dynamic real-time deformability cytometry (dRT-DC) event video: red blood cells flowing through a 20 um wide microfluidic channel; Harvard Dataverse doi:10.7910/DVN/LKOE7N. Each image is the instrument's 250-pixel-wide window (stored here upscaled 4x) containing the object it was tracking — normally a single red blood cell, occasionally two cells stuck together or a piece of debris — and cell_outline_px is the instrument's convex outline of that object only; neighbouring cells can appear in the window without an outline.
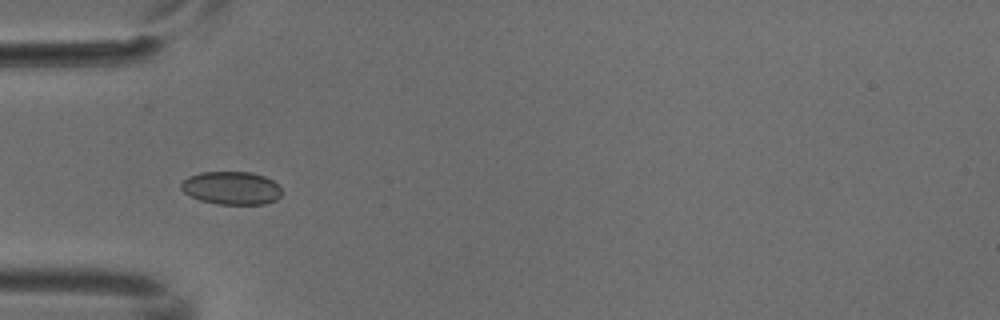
{"species": "common noctule bat (a hibernating species)", "species_latin": "Nyctalus noctula", "temperature_condition": "cold", "stored_images_in_passage": 4, "camera_frame_rate_fps": 3000, "um_per_image_px": 0.085, "animal": {"sex": "male", "body_mass_g": 18.8}, "frame": {"image": 1, "passage_image": 2, "time_ms": 0.333, "image_size_px": [1000, 320], "cell_outline_px": [[280, 196], [276, 200], [264, 204], [216, 204], [200, 200], [184, 192], [180, 188], [180, 184], [188, 176], [200, 172], [252, 172], [264, 176], [272, 180], [280, 188]], "centroid_in_image_um": [19.65, 15.98], "position_along_channel_um": 65.3, "area_um2": 19.36}}
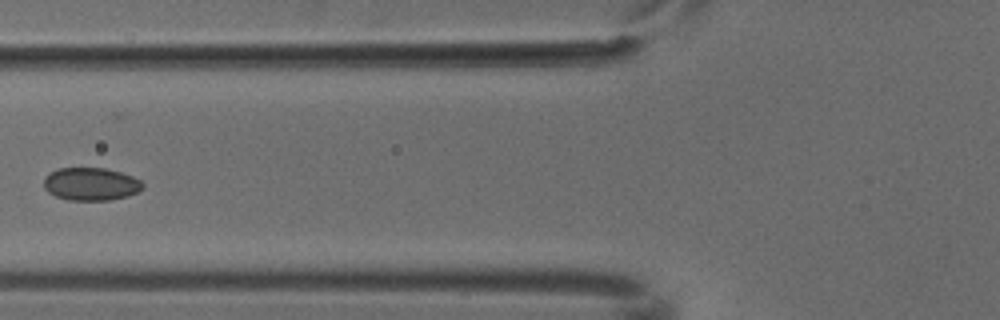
{"frame": {"image": 2, "passage_image": 3, "time_ms": 0.667, "image_size_px": [1000, 320], "cell_outline_px": [[144, 188], [140, 192], [128, 196], [108, 200], [68, 200], [56, 196], [48, 192], [44, 188], [44, 180], [52, 172], [60, 168], [104, 168], [120, 172], [132, 176], [140, 180], [144, 184]], "centroid_in_image_um": [7.77, 15.65], "position_along_channel_um": 118.0, "area_um2": 18.9}}
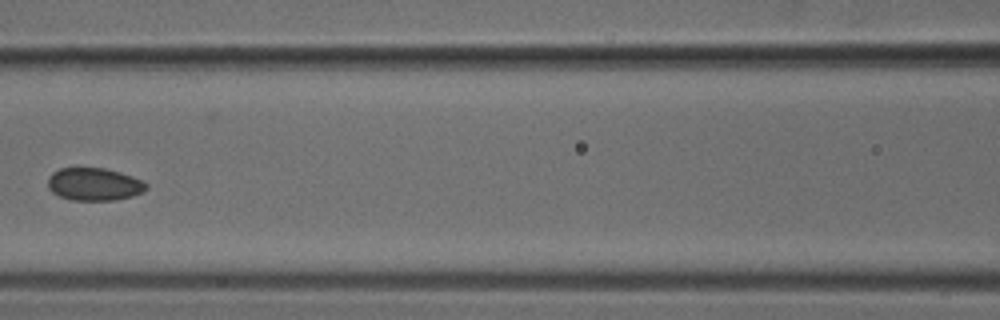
{"frame": {"image": 3, "passage_image": 4, "time_ms": 1.0, "image_size_px": [1000, 320], "cell_outline_px": [[148, 188], [144, 192], [132, 196], [116, 200], [72, 200], [60, 196], [52, 192], [48, 188], [48, 176], [52, 172], [60, 168], [104, 168], [120, 172], [144, 180], [148, 184]], "centroid_in_image_um": [8.03, 15.66], "position_along_channel_um": 158.6, "area_um2": 18.96}}